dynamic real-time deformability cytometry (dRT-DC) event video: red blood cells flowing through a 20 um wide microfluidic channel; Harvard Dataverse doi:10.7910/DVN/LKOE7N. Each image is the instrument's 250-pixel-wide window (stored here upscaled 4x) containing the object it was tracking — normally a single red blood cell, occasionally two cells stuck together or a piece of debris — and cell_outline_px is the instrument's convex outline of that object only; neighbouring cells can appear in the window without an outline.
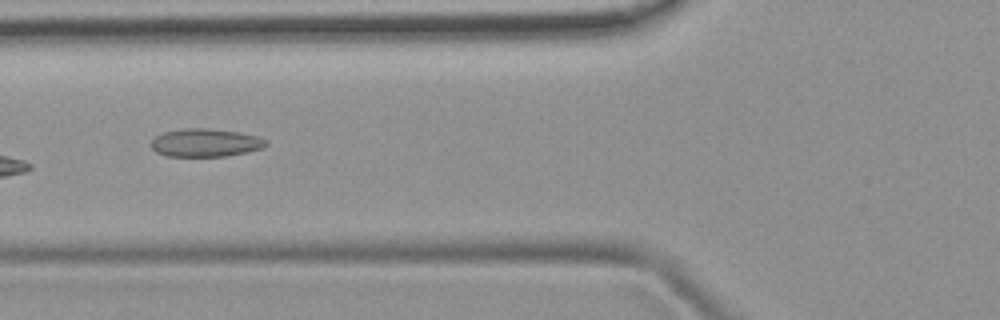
{"species": "common noctule bat (a hibernating species)", "species_latin": "Nyctalus noctula", "temperature_condition": "room temperature", "stored_images_in_passage": 9, "camera_frame_rate_fps": 3000, "um_per_image_px": 0.085, "animal": {"sex": "female", "body_mass_g": 19.9}, "frame": {"image": 1, "passage_image": 4, "time_ms": 1.0, "image_size_px": [1000, 320], "cell_outline_px": [[268, 144], [264, 148], [224, 156], [168, 156], [156, 152], [152, 148], [152, 140], [156, 136], [164, 132], [184, 128], [208, 128], [240, 132], [256, 136], [268, 140]], "centroid_in_image_um": [17.48, 12.12], "position_along_channel_um": 108.3, "area_um2": 18.73}}
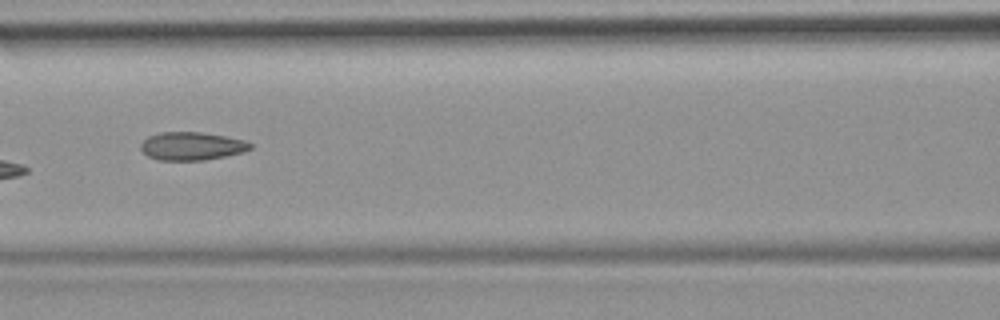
{"frame": {"image": 2, "passage_image": 7, "time_ms": 2.0, "image_size_px": [1000, 320], "cell_outline_px": [[252, 148], [240, 152], [224, 156], [204, 160], [160, 160], [148, 156], [140, 148], [140, 144], [148, 136], [160, 132], [200, 132], [224, 136], [244, 140], [252, 144]], "centroid_in_image_um": [16.26, 12.41], "position_along_channel_um": 150.3, "area_um2": 17.74}}